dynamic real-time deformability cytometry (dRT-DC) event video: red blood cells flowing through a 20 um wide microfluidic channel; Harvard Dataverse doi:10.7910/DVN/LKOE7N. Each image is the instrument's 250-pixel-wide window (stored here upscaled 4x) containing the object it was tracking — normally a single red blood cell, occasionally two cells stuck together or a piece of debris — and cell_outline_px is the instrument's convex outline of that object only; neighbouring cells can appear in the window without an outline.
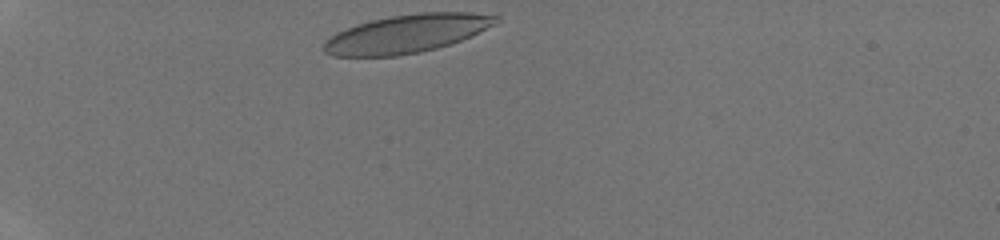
{"species": "human", "species_latin": "Homo sapiens", "temperature_condition": "room temperature", "stored_images_in_passage": 29, "camera_frame_rate_fps": 3000, "um_per_image_px": 0.085, "donor": {"sex": "male"}, "frame": {"image": 1, "passage_image": 1, "time_ms": 0.0, "image_size_px": [1000, 240], "cell_outline_px": [[500, 20], [496, 24], [460, 40], [436, 48], [420, 52], [396, 56], [332, 56], [324, 52], [320, 48], [324, 40], [336, 32], [356, 24], [388, 16], [420, 12], [472, 12], [500, 16]], "centroid_in_image_um": [34.52, 2.86], "position_along_channel_um": 50.5, "area_um2": 38.55}}
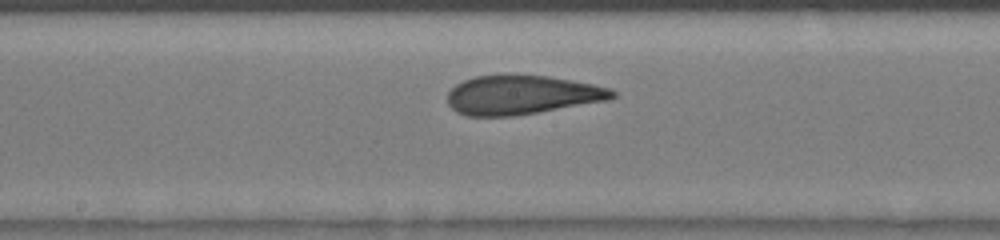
{"frame": {"image": 2, "passage_image": 14, "time_ms": 4.333, "image_size_px": [1000, 240], "cell_outline_px": [[616, 96], [608, 100], [512, 116], [468, 116], [456, 112], [448, 104], [448, 92], [456, 84], [464, 80], [476, 76], [548, 76], [572, 80], [612, 88], [616, 92]], "centroid_in_image_um": [44.36, 8.08], "position_along_channel_um": 203.8, "area_um2": 37.05}}
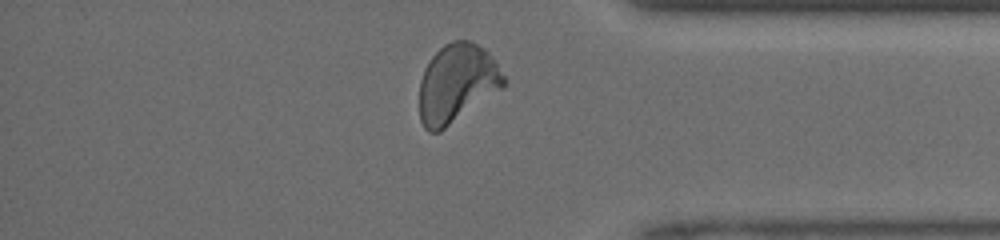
{"frame": {"image": 3, "passage_image": 27, "time_ms": 8.667, "image_size_px": [1000, 240], "cell_outline_px": [[508, 80], [504, 88], [440, 132], [428, 132], [424, 128], [420, 120], [420, 80], [424, 68], [428, 60], [444, 44], [452, 40], [468, 40], [484, 48], [488, 52]], "centroid_in_image_um": [38.84, 7.09], "position_along_channel_um": 396.4, "area_um2": 38.96}}